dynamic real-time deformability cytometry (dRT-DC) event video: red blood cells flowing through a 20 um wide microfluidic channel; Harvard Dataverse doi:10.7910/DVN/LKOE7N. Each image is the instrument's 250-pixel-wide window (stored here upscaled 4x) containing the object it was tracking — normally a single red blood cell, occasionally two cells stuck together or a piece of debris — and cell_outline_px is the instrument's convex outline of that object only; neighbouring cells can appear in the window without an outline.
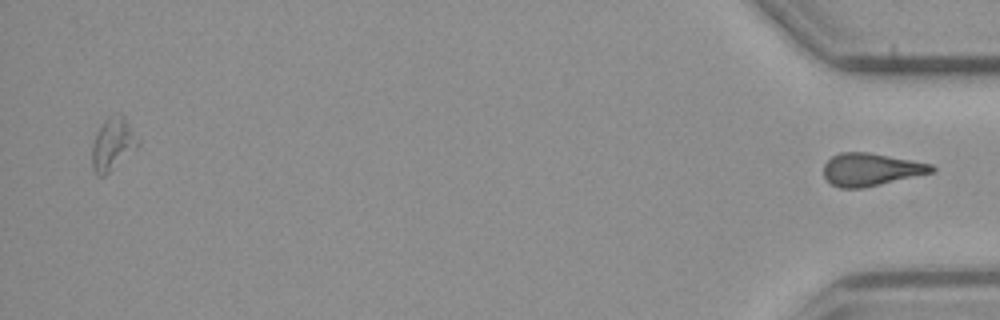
{"species": "common noctule bat (a hibernating species)", "species_latin": "Nyctalus noctula", "temperature_condition": "cold", "stored_images_in_passage": 39, "segment_of_instrument_passage": [2, 2], "camera_frame_rate_fps": 3000, "um_per_image_px": 0.085, "animal": {"sex": "male", "body_mass_g": 23.1, "forearm_length_mm": 52.7}, "frame": {"image": 1, "passage_image": 39, "time_ms": 12.667, "image_size_px": [1000, 320], "cell_outline_px": [[936, 168], [932, 172], [864, 188], [840, 188], [832, 184], [824, 176], [824, 164], [832, 156], [840, 152], [868, 152], [932, 164]], "centroid_in_image_um": [74.0, 14.4], "position_along_channel_um": 361.2, "area_um2": 20.35}}